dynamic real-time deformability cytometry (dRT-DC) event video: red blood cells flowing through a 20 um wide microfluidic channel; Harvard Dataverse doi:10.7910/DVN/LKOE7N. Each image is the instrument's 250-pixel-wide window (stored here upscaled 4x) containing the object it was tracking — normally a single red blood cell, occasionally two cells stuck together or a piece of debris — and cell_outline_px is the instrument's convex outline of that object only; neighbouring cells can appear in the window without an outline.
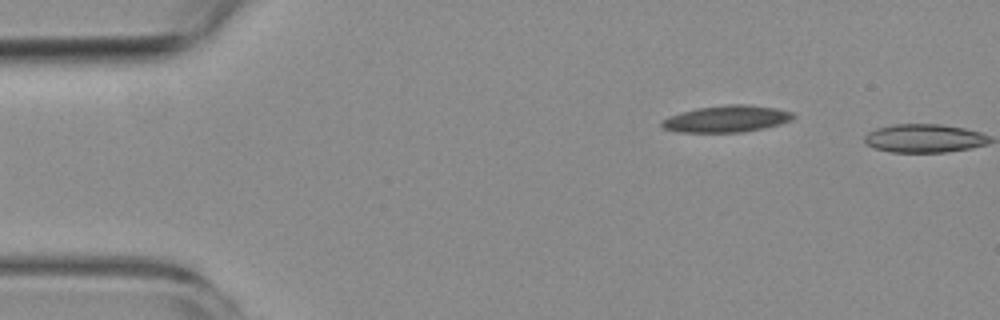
{"species": "common noctule bat (a hibernating species)", "species_latin": "Nyctalus noctula", "temperature_condition": "room temperature", "stored_images_in_passage": 5, "camera_frame_rate_fps": 3000, "um_per_image_px": 0.085, "animal": {"sex": "female", "body_mass_g": 19.3, "forearm_length_mm": 54.1}, "frame": {"image": 1, "passage_image": 5, "time_ms": 6.0, "image_size_px": [1000, 320], "cell_outline_px": [[796, 116], [792, 120], [780, 124], [764, 128], [740, 132], [676, 132], [664, 128], [660, 124], [660, 120], [668, 116], [680, 112], [696, 108], [724, 104], [748, 104], [776, 108], [792, 112]], "centroid_in_image_um": [61.74, 10.09], "position_along_channel_um": 23.3, "area_um2": 20.69}}